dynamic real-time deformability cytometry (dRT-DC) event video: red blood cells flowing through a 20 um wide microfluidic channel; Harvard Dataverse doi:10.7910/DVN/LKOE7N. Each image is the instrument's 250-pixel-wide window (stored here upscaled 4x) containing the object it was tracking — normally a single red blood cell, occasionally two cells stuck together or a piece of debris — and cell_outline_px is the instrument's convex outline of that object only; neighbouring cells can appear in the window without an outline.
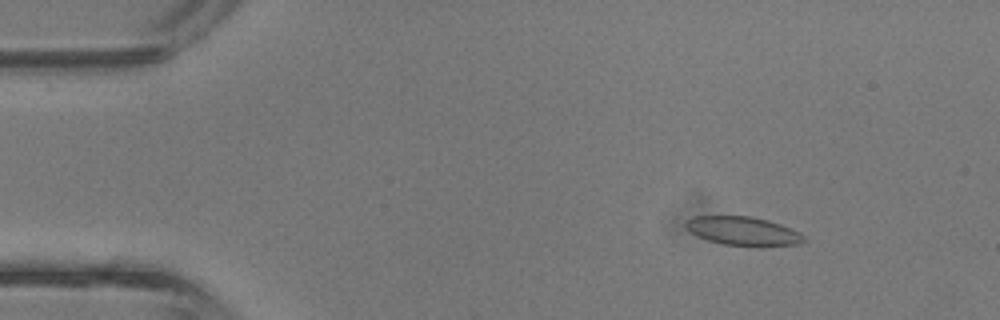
{"species": "common noctule bat (a hibernating species)", "species_latin": "Nyctalus noctula", "temperature_condition": "room temperature", "stored_images_in_passage": 21, "camera_frame_rate_fps": 3000, "um_per_image_px": 0.085, "animal": {"sex": "male", "body_mass_g": 13.3}, "frame": {"image": 1, "passage_image": 4, "time_ms": 1.0, "image_size_px": [1000, 320], "cell_outline_px": [[808, 240], [800, 244], [764, 248], [756, 248], [724, 244], [708, 240], [692, 232], [684, 224], [692, 216], [752, 216], [768, 220], [780, 224], [800, 232]], "centroid_in_image_um": [63.27, 19.67], "position_along_channel_um": 21.7, "area_um2": 20.23}}
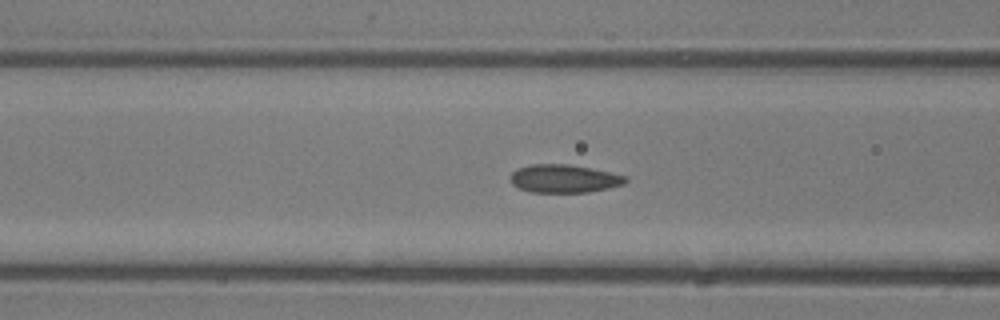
{"frame": {"image": 2, "passage_image": 15, "time_ms": 4.667, "image_size_px": [1000, 320], "cell_outline_px": [[628, 180], [624, 184], [608, 188], [588, 192], [532, 192], [520, 188], [512, 184], [512, 172], [516, 168], [532, 164], [568, 164], [592, 168], [628, 176]], "centroid_in_image_um": [47.98, 15.17], "position_along_channel_um": 118.6, "area_um2": 18.84}}
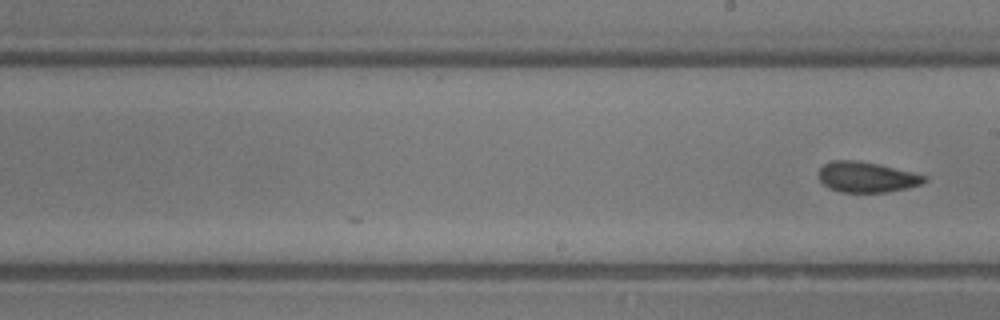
{"frame": {"image": 3, "passage_image": 21, "time_ms": 6.667, "image_size_px": [1000, 320], "cell_outline_px": [[928, 180], [920, 184], [908, 188], [884, 192], [840, 192], [828, 188], [816, 176], [820, 168], [824, 164], [832, 160], [852, 160], [876, 164], [912, 172], [928, 176]], "centroid_in_image_um": [73.63, 15.06], "position_along_channel_um": 215.4, "area_um2": 18.73}}